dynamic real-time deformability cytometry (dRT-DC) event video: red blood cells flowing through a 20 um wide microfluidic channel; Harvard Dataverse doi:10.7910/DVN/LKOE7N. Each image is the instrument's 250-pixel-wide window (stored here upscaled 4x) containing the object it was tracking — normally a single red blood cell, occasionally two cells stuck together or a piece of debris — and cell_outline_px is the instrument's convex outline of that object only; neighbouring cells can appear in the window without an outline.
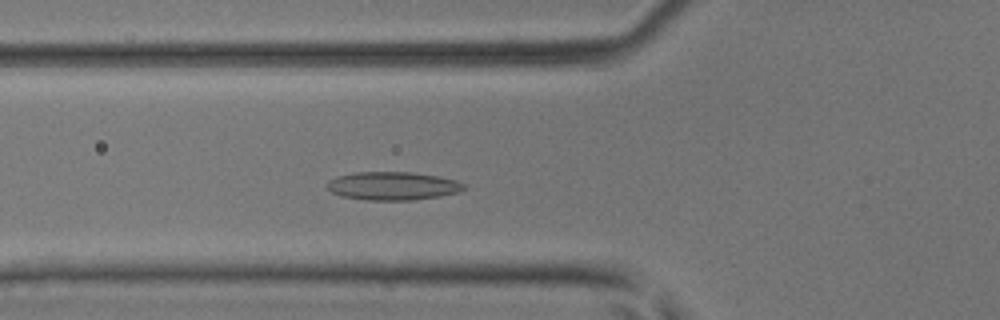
{"species": "common noctule bat (a hibernating species)", "species_latin": "Nyctalus noctula", "temperature_condition": "room temperature", "stored_images_in_passage": 43, "camera_frame_rate_fps": 3000, "um_per_image_px": 0.085, "animal": {"sex": "male", "body_mass_g": 17.9, "forearm_length_mm": 54.2}, "frame": {"image": 1, "passage_image": 12, "time_ms": 3.667, "image_size_px": [1000, 320], "cell_outline_px": [[468, 188], [460, 192], [440, 196], [408, 200], [368, 200], [340, 196], [332, 192], [324, 184], [328, 180], [336, 176], [356, 172], [412, 172], [440, 176], [456, 180], [468, 184]], "centroid_in_image_um": [33.42, 15.79], "position_along_channel_um": 92.4, "area_um2": 22.89}}
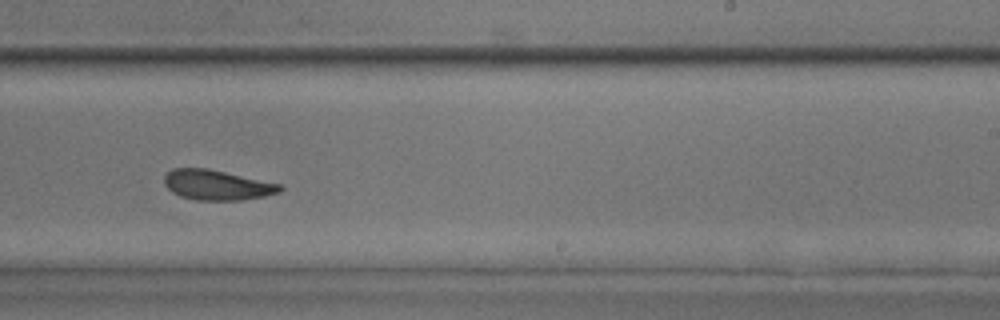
{"frame": {"image": 2, "passage_image": 25, "time_ms": 8.0, "image_size_px": [1000, 320], "cell_outline_px": [[284, 188], [280, 192], [264, 196], [240, 200], [196, 200], [180, 196], [172, 192], [164, 184], [164, 176], [172, 168], [208, 168], [280, 184]], "centroid_in_image_um": [18.42, 15.72], "position_along_channel_um": 270.6, "area_um2": 20.23}}
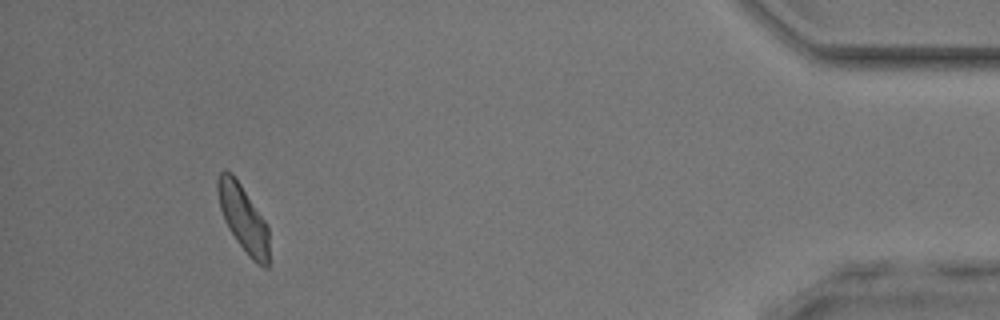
{"frame": {"image": 3, "passage_image": 40, "time_ms": 13.0, "image_size_px": [1000, 320], "cell_outline_px": [[268, 268], [264, 268], [252, 260], [248, 256], [236, 240], [228, 228], [224, 220], [220, 208], [216, 188], [216, 180], [220, 172], [232, 172], [264, 220], [268, 228]], "centroid_in_image_um": [20.65, 18.57], "position_along_channel_um": 414.5, "area_um2": 19.71}, "authors_computed_cell_mechanics": {"area_um2": 20.6346, "velocity_mm_per_s": 4.1226, "shape_relaxation_time_tau1_ms": 4.7035, "shape_relaxation_time_tau2_ms": 2.1346, "deformation_change_tau1": 0.1007, "deformation_change_tau2": 0.0821}}